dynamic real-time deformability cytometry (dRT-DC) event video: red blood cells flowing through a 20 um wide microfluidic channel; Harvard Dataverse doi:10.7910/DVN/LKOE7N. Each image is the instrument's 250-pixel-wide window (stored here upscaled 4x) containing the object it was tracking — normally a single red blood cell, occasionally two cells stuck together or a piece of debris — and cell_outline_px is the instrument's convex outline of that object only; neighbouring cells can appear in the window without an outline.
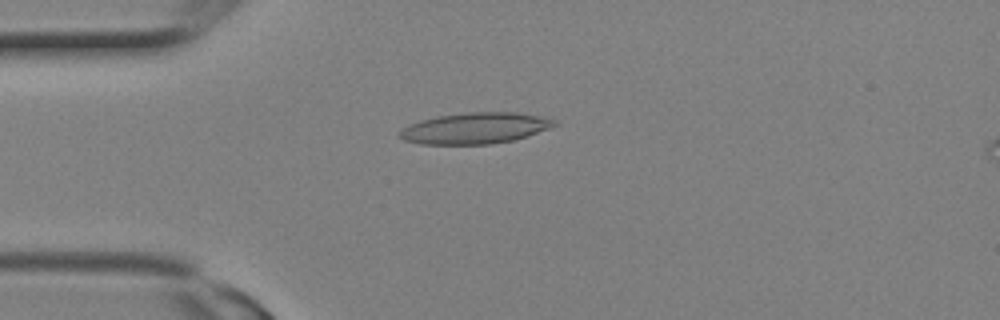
{"species": "Egyptian fruit bat (a non-hibernating species)", "species_latin": "Rousettus aegyptiacus", "temperature_condition": "room temperature", "stored_images_in_passage": 7, "camera_frame_rate_fps": 3000, "um_per_image_px": 0.085, "animal": {"sex": "female"}, "frame": {"image": 1, "passage_image": 6, "time_ms": 1.667, "image_size_px": [1000, 320], "cell_outline_px": [[556, 124], [552, 128], [528, 136], [512, 140], [488, 144], [420, 144], [404, 140], [396, 136], [396, 132], [400, 128], [408, 124], [420, 120], [436, 116], [468, 112], [516, 112], [556, 120]], "centroid_in_image_um": [40.3, 10.9], "position_along_channel_um": 44.7, "area_um2": 28.26}}